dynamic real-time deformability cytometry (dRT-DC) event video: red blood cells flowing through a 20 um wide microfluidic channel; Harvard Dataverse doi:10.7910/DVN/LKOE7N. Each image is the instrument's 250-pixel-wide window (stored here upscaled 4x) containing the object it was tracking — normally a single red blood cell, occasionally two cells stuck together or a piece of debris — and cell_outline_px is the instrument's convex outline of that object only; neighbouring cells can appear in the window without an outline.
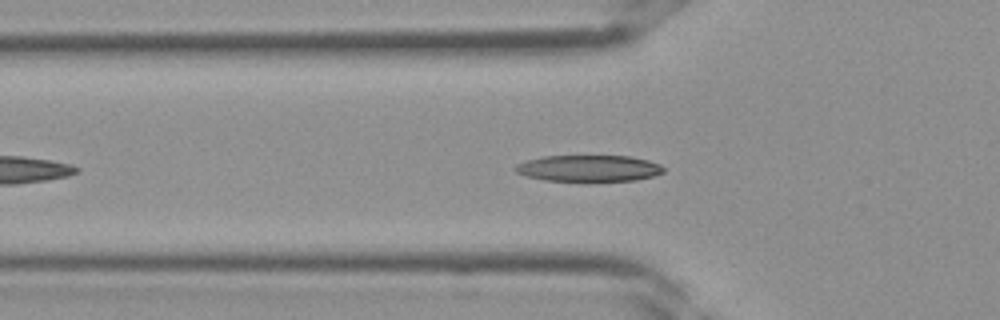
{"species": "Egyptian fruit bat (a non-hibernating species)", "species_latin": "Rousettus aegyptiacus", "temperature_condition": "room temperature", "stored_images_in_passage": 29, "camera_frame_rate_fps": 3000, "um_per_image_px": 0.085, "frame": {"image": 1, "passage_image": 6, "time_ms": 1.667, "image_size_px": [1000, 320], "cell_outline_px": [[664, 172], [652, 176], [636, 180], [544, 180], [528, 176], [516, 172], [516, 164], [528, 160], [544, 156], [628, 156], [648, 160], [660, 164], [664, 168]], "centroid_in_image_um": [50.07, 14.29], "position_along_channel_um": 75.7, "area_um2": 22.31}}
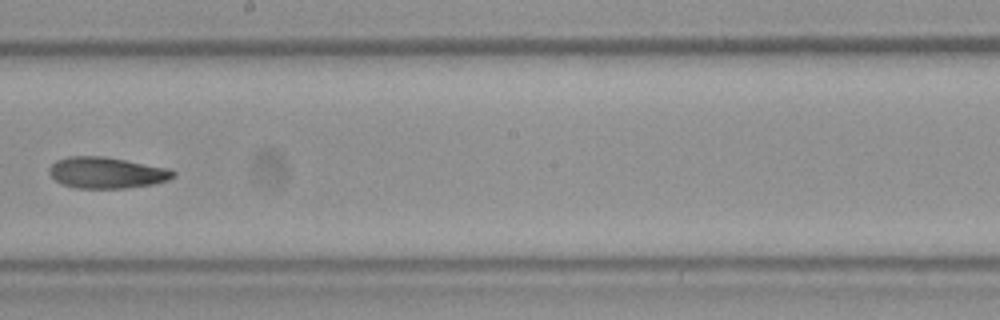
{"frame": {"image": 2, "passage_image": 15, "time_ms": 4.667, "image_size_px": [1000, 320], "cell_outline_px": [[176, 176], [168, 180], [152, 184], [124, 188], [76, 188], [64, 184], [56, 180], [48, 172], [48, 168], [56, 160], [68, 156], [104, 156], [172, 168], [176, 172]], "centroid_in_image_um": [9.1, 14.66], "position_along_channel_um": 239.1, "area_um2": 22.72}}
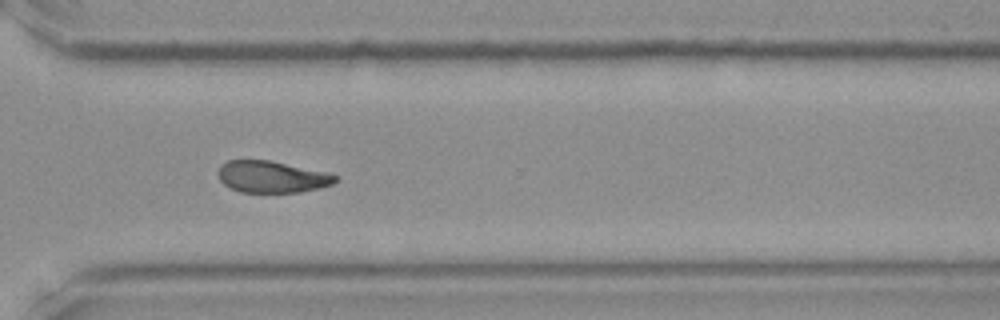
{"frame": {"image": 3, "passage_image": 21, "time_ms": 6.667, "image_size_px": [1000, 320], "cell_outline_px": [[336, 180], [332, 184], [300, 192], [240, 192], [224, 184], [220, 180], [216, 172], [220, 164], [228, 160], [268, 160], [324, 172], [336, 176]], "centroid_in_image_um": [23.01, 15.02], "position_along_channel_um": 347.6, "area_um2": 21.33}}